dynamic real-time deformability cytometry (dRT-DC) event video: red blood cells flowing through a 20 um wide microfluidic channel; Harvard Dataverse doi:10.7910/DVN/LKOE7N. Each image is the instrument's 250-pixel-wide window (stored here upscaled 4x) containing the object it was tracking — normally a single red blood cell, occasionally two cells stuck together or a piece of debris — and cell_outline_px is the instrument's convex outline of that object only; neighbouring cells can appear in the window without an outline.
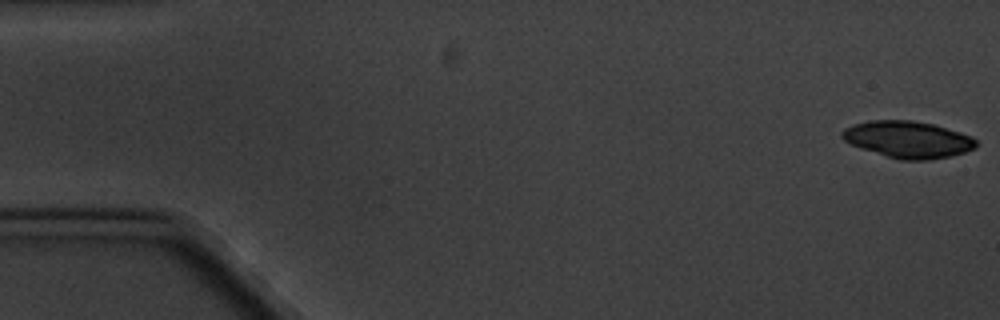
{"species": "common noctule bat (a hibernating species)", "species_latin": "Nyctalus noctula", "temperature_condition": "cold", "stored_images_in_passage": 8, "camera_frame_rate_fps": 3000, "um_per_image_px": 0.085, "animal": {"sex": "male", "body_mass_g": 20.1, "forearm_length_mm": 53.5}, "frame": {"image": 1, "passage_image": 1, "time_ms": 0.0, "image_size_px": [1000, 320], "cell_outline_px": [[976, 148], [964, 152], [948, 156], [928, 160], [900, 160], [860, 148], [844, 140], [840, 136], [840, 132], [844, 128], [852, 124], [872, 120], [912, 120], [932, 124], [960, 132], [972, 136], [976, 140]], "centroid_in_image_um": [77.15, 11.85], "position_along_channel_um": 7.9, "area_um2": 28.67}}